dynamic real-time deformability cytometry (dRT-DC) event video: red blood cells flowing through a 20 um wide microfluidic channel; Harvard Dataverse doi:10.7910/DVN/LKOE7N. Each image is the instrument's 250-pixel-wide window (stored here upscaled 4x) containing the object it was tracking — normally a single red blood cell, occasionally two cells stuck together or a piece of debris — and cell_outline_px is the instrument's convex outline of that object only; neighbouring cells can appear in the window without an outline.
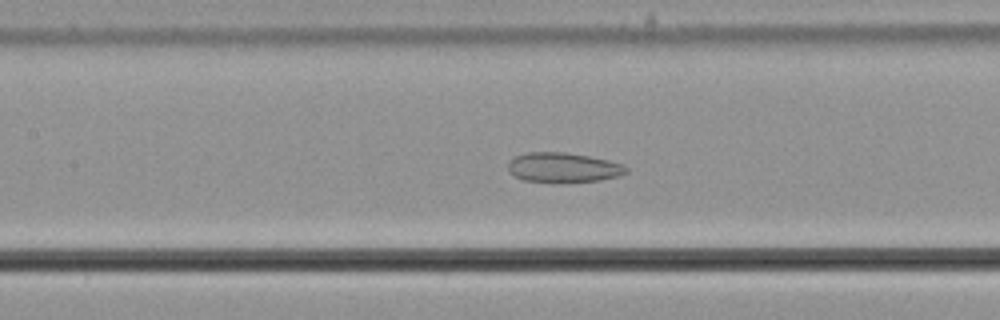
{"species": "common noctule bat (a hibernating species)", "species_latin": "Nyctalus noctula", "temperature_condition": "cold", "stored_images_in_passage": 57, "camera_frame_rate_fps": 3000, "um_per_image_px": 0.085, "animal": {"sex": "male", "body_mass_g": 21.5, "forearm_length_mm": 52.0}, "frame": {"image": 1, "passage_image": 27, "time_ms": 8.667, "image_size_px": [1000, 320], "cell_outline_px": [[628, 172], [616, 176], [600, 180], [552, 184], [524, 180], [508, 172], [508, 164], [516, 156], [528, 152], [564, 152], [588, 156], [608, 160], [624, 164], [628, 168]], "centroid_in_image_um": [47.87, 14.26], "position_along_channel_um": 159.5, "area_um2": 20.75}}
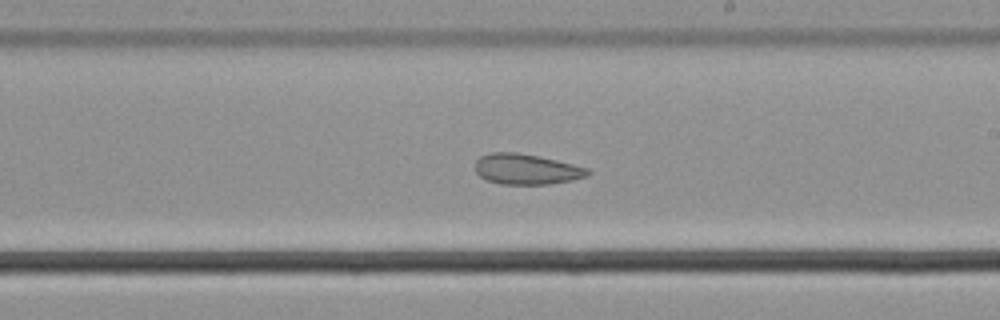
{"frame": {"image": 2, "passage_image": 34, "time_ms": 11.0, "image_size_px": [1000, 320], "cell_outline_px": [[592, 172], [588, 176], [572, 180], [552, 184], [500, 184], [488, 180], [480, 176], [476, 172], [476, 160], [480, 156], [492, 152], [516, 152], [540, 156], [588, 168]], "centroid_in_image_um": [44.76, 14.38], "position_along_channel_um": 244.2, "area_um2": 20.06}}
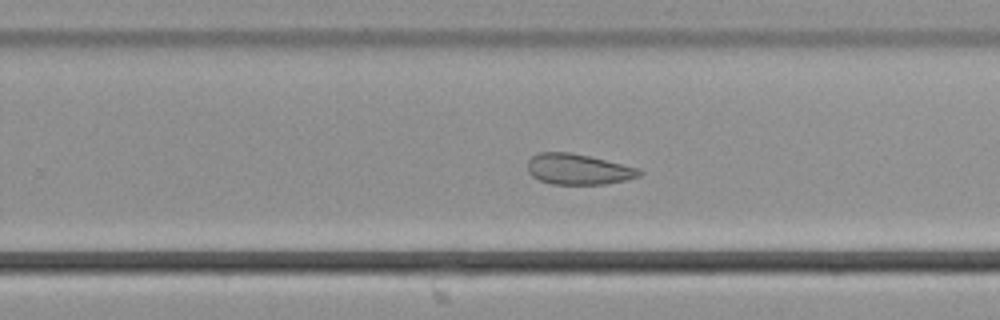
{"frame": {"image": 3, "passage_image": 37, "time_ms": 12.0, "image_size_px": [1000, 320], "cell_outline_px": [[644, 172], [640, 176], [628, 180], [604, 184], [552, 184], [540, 180], [532, 176], [528, 172], [528, 160], [532, 156], [540, 152], [568, 152], [588, 156], [640, 168]], "centroid_in_image_um": [49.18, 14.39], "position_along_channel_um": 280.6, "area_um2": 20.0}, "authors_computed_cell_mechanics": {"area_um2": 26.8192, "velocity_mm_per_s": 3.6405, "shape_relaxation_time_tau1_ms": null, "shape_relaxation_time_tau2_ms": 3.2358, "deformation_change_tau1": null, "deformation_change_tau2": 0.0985}}